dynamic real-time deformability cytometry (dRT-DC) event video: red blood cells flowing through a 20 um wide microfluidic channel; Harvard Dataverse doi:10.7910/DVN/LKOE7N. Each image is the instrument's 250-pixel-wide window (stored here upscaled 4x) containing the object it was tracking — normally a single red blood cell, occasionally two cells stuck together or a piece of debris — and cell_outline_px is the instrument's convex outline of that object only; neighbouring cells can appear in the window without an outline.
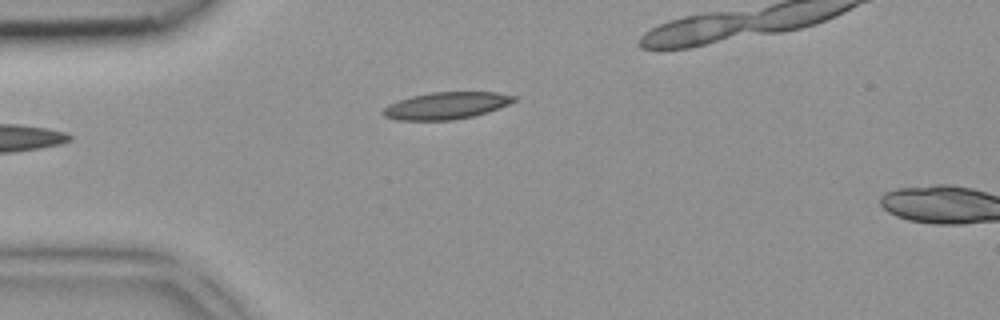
{"species": "common noctule bat (a hibernating species)", "species_latin": "Nyctalus noctula", "temperature_condition": "room temperature", "stored_images_in_passage": 5, "camera_frame_rate_fps": 3000, "um_per_image_px": 0.085, "animal": {"sex": "female", "body_mass_g": 18.4}, "frame": {"image": 1, "passage_image": 4, "time_ms": 1.0, "image_size_px": [1000, 320], "cell_outline_px": [[516, 100], [508, 104], [488, 112], [472, 116], [452, 120], [396, 120], [384, 116], [380, 112], [388, 104], [412, 96], [432, 92], [496, 92], [516, 96]], "centroid_in_image_um": [37.91, 8.98], "position_along_channel_um": 47.1, "area_um2": 20.52}}